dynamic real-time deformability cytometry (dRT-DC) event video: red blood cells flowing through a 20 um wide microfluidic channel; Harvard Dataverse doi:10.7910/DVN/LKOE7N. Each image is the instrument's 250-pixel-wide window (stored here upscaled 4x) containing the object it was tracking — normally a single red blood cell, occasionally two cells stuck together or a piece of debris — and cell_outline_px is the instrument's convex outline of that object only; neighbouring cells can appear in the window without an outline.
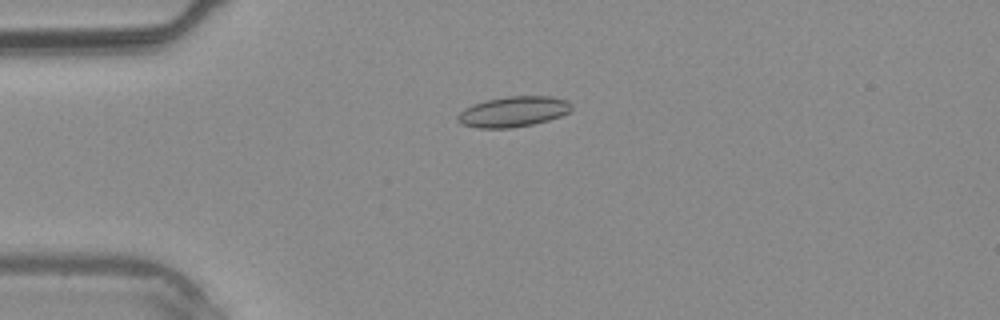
{"species": "common noctule bat (a hibernating species)", "species_latin": "Nyctalus noctula", "temperature_condition": "warm", "stored_images_in_passage": 2, "camera_frame_rate_fps": 3000, "um_per_image_px": 0.085, "animal": {"sex": "male", "body_mass_g": 20.4}, "frame": {"image": 1, "passage_image": 2, "time_ms": 2.0, "image_size_px": [1000, 320], "cell_outline_px": [[572, 108], [568, 112], [560, 116], [548, 120], [532, 124], [508, 128], [480, 128], [460, 124], [456, 120], [456, 116], [464, 108], [472, 104], [484, 100], [508, 96], [552, 96], [568, 100]], "centroid_in_image_um": [43.59, 9.48], "position_along_channel_um": 41.4, "area_um2": 20.29}}